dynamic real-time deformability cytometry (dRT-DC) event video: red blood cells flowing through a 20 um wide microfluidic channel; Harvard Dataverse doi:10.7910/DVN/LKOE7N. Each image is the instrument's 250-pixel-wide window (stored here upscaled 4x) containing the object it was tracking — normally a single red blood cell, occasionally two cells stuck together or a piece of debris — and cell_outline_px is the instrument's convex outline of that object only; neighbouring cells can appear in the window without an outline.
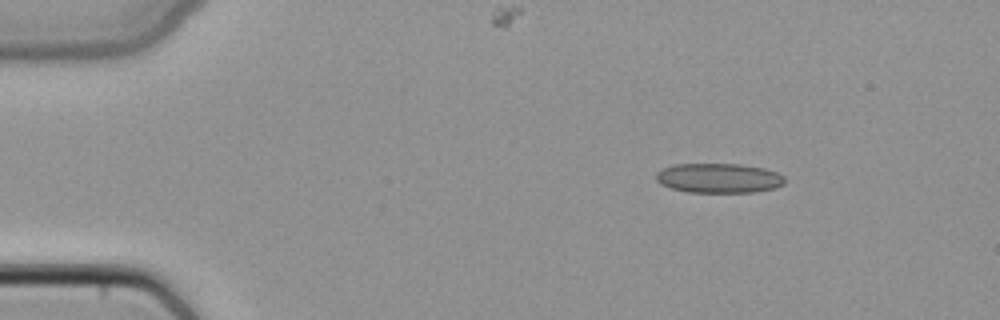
{"species": "common noctule bat (a hibernating species)", "species_latin": "Nyctalus noctula", "temperature_condition": "cold", "stored_images_in_passage": 16, "camera_frame_rate_fps": 3000, "um_per_image_px": 0.085, "animal": {"sex": "female", "body_mass_g": 22.7, "forearm_length_mm": 54.2}, "frame": {"image": 1, "passage_image": 1, "time_ms": 0.0, "image_size_px": [1000, 320], "cell_outline_px": [[784, 184], [776, 188], [752, 192], [688, 192], [672, 188], [660, 184], [656, 180], [656, 172], [664, 168], [676, 164], [740, 164], [764, 168], [776, 172], [784, 176]], "centroid_in_image_um": [61.1, 15.14], "position_along_channel_um": 23.9, "area_um2": 22.2}}
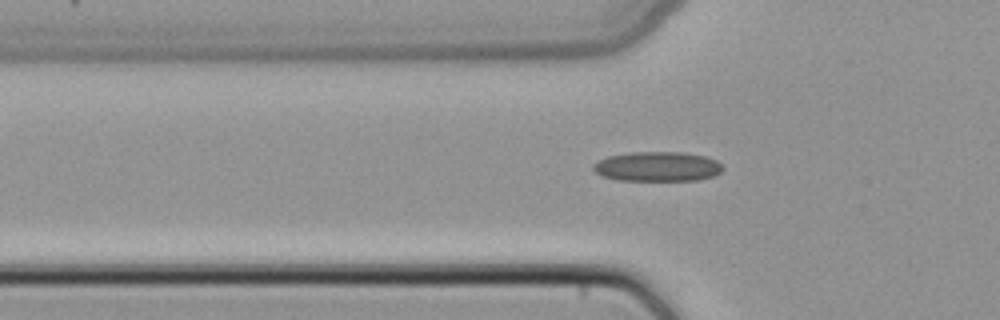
{"frame": {"image": 2, "passage_image": 10, "time_ms": 3.0, "image_size_px": [1000, 320], "cell_outline_px": [[724, 168], [720, 172], [712, 176], [696, 180], [616, 180], [604, 176], [596, 172], [592, 168], [592, 164], [608, 156], [632, 152], [684, 152], [704, 156], [716, 160]], "centroid_in_image_um": [55.87, 14.15], "position_along_channel_um": 69.9, "area_um2": 22.25}}
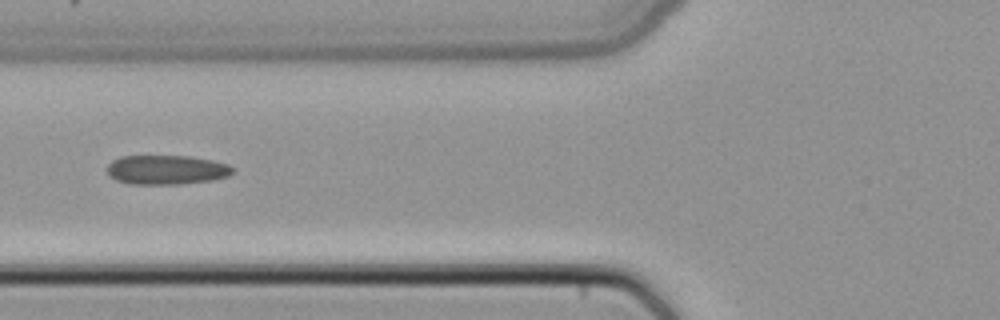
{"frame": {"image": 3, "passage_image": 13, "time_ms": 4.0, "image_size_px": [1000, 320], "cell_outline_px": [[236, 172], [228, 176], [212, 180], [180, 184], [132, 184], [116, 180], [108, 176], [108, 164], [112, 160], [120, 156], [192, 156], [212, 160], [228, 164], [236, 168]], "centroid_in_image_um": [14.19, 14.43], "position_along_channel_um": 111.6, "area_um2": 21.73}}